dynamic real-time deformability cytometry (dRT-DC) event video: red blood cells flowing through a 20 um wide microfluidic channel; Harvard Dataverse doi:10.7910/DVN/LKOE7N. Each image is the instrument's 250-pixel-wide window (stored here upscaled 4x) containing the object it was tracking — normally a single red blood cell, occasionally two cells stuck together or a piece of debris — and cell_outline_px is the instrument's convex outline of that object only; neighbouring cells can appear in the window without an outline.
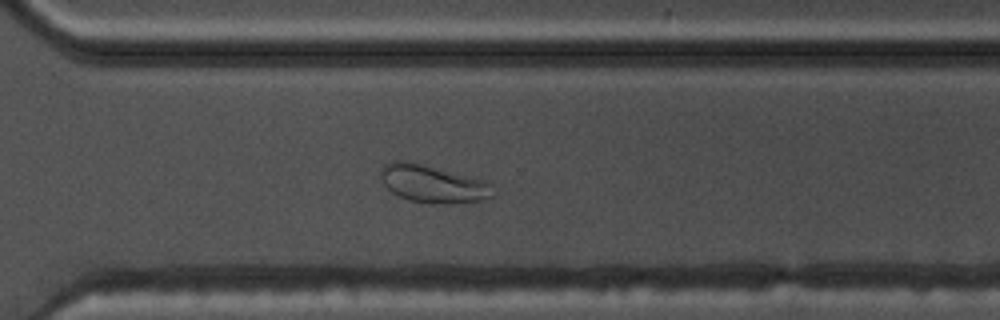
{"species": "common noctule bat (a hibernating species)", "species_latin": "Nyctalus noctula", "temperature_condition": "warm", "stored_images_in_passage": 44, "camera_frame_rate_fps": 3000, "um_per_image_px": 0.085, "animal": {"sex": "male", "body_mass_g": 17.5, "forearm_length_mm": 52.3}, "frame": {"image": 1, "passage_image": 38, "time_ms": 12.333, "image_size_px": [1000, 320], "cell_outline_px": [[496, 196], [488, 200], [456, 204], [436, 204], [412, 200], [396, 196], [384, 184], [380, 176], [380, 168], [384, 164], [392, 160], [408, 160], [488, 180], [492, 184], [496, 192]], "centroid_in_image_um": [36.88, 15.63], "position_along_channel_um": 333.7, "area_um2": 25.61}, "authors_computed_cell_mechanics": {"area_um2": 26.0389, "velocity_mm_per_s": 3.6882, "shape_relaxation_time_tau1_ms": null, "shape_relaxation_time_tau2_ms": 0.9014, "deformation_change_tau1": null, "deformation_change_tau2": 0.0633}}